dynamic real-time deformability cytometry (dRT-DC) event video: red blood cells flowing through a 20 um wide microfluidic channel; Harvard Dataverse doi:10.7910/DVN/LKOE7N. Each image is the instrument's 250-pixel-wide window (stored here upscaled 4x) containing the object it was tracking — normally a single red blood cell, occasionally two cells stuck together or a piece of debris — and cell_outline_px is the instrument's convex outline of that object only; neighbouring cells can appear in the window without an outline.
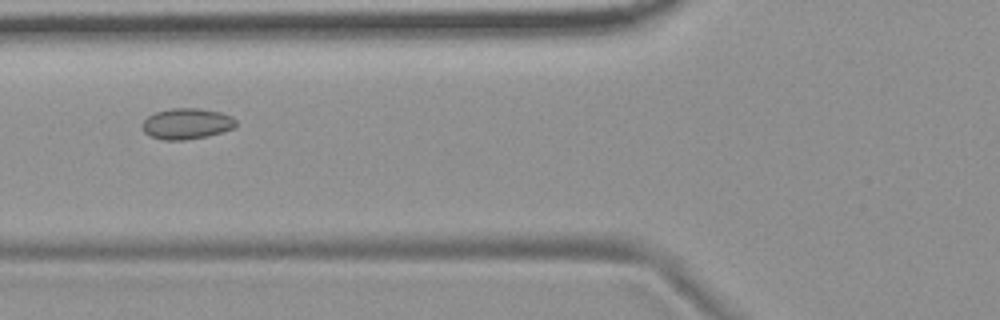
{"species": "common noctule bat (a hibernating species)", "species_latin": "Nyctalus noctula", "temperature_condition": "room temperature", "stored_images_in_passage": 41, "camera_frame_rate_fps": 3000, "um_per_image_px": 0.085, "animal": {"sex": "female", "body_mass_g": 19.9}, "frame": {"image": 1, "passage_image": 7, "time_ms": 2.0, "image_size_px": [1000, 320], "cell_outline_px": [[236, 124], [232, 128], [208, 136], [184, 140], [160, 140], [144, 132], [140, 124], [148, 116], [156, 112], [172, 108], [200, 108], [220, 112], [232, 116], [236, 120]], "centroid_in_image_um": [15.84, 10.51], "position_along_channel_um": 110.0, "area_um2": 16.88}}
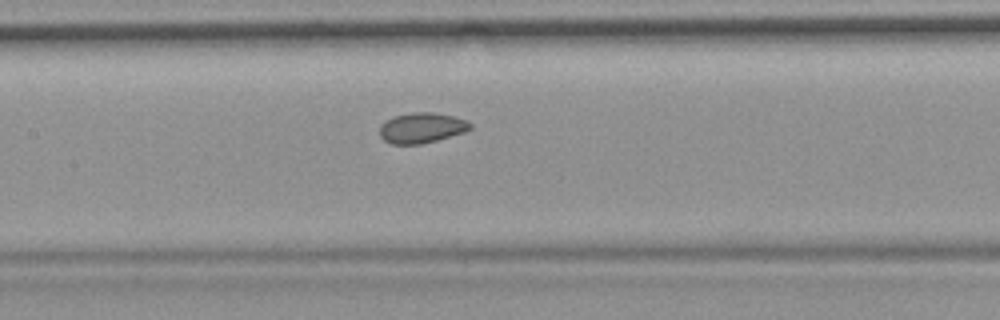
{"frame": {"image": 2, "passage_image": 12, "time_ms": 3.667, "image_size_px": [1000, 320], "cell_outline_px": [[472, 128], [464, 132], [436, 140], [420, 144], [392, 144], [384, 140], [380, 136], [380, 124], [392, 116], [412, 112], [432, 112], [452, 116], [468, 120], [472, 124]], "centroid_in_image_um": [35.83, 10.85], "position_along_channel_um": 171.6, "area_um2": 16.07}, "authors_computed_cell_mechanics": {"area_um2": 16.2996, "velocity_mm_per_s": 3.6931, "shape_relaxation_time_tau1_ms": null, "shape_relaxation_time_tau2_ms": 1.7533, "deformation_change_tau1": null, "deformation_change_tau2": 0.0556}}